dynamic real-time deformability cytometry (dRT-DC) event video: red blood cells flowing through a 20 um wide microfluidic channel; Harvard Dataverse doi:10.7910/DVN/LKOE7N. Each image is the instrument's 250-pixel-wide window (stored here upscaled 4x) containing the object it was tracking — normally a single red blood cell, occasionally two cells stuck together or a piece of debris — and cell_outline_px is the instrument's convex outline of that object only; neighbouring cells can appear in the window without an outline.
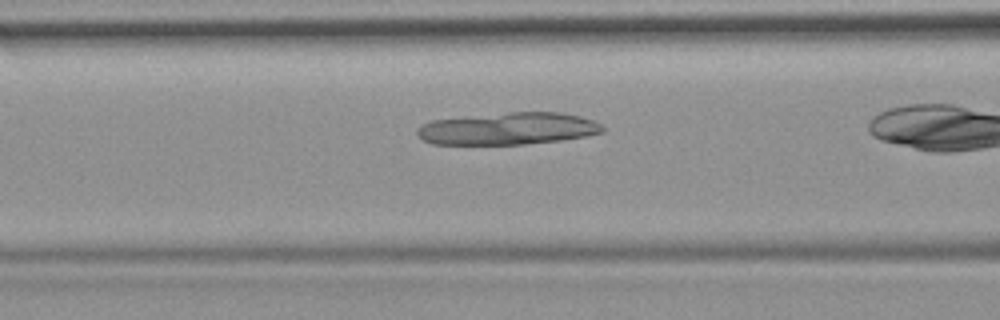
{"species": "common noctule bat (a hibernating species)", "species_latin": "Nyctalus noctula", "temperature_condition": "room temperature", "stored_images_in_passage": 9, "camera_frame_rate_fps": 3000, "um_per_image_px": 0.085, "animal": {"sex": "female", "body_mass_g": 19.9}, "frame": {"image": 1, "passage_image": 7, "time_ms": 2.0, "image_size_px": [1000, 320], "cell_outline_px": [[604, 132], [584, 136], [560, 140], [524, 144], [432, 144], [424, 140], [416, 132], [416, 128], [432, 120], [512, 112], [560, 112], [580, 116], [592, 120], [600, 124], [604, 128]], "centroid_in_image_um": [43.2, 10.93], "position_along_channel_um": 123.4, "area_um2": 34.39}}